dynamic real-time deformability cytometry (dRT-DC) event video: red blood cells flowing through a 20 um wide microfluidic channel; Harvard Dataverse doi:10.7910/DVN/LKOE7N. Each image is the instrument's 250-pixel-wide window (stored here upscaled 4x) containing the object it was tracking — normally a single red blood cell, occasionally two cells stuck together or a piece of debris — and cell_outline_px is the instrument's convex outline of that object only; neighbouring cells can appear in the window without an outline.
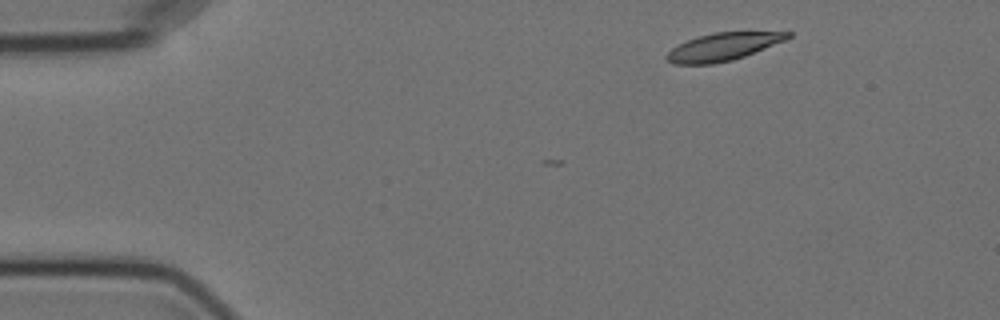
{"species": "Egyptian fruit bat (a non-hibernating species)", "species_latin": "Rousettus aegyptiacus", "temperature_condition": "cold", "stored_images_in_passage": 3, "camera_frame_rate_fps": 3000, "um_per_image_px": 0.085, "animal": {"sex": "female"}, "frame": {"image": 1, "passage_image": 1, "time_ms": 0.0, "image_size_px": [1000, 320], "cell_outline_px": [[792, 36], [784, 40], [744, 56], [732, 60], [712, 64], [676, 64], [668, 60], [664, 56], [672, 48], [688, 40], [700, 36], [716, 32], [792, 32]], "centroid_in_image_um": [61.44, 3.98], "position_along_channel_um": 23.6, "area_um2": 19.07}}